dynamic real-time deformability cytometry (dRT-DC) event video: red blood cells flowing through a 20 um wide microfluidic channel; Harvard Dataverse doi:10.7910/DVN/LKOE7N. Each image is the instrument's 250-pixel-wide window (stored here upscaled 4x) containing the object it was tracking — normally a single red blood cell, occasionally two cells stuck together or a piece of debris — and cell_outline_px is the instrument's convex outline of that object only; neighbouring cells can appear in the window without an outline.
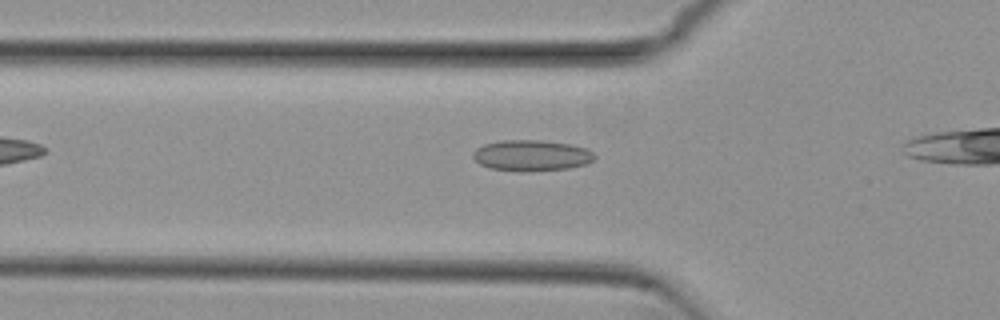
{"species": "common noctule bat (a hibernating species)", "species_latin": "Nyctalus noctula", "temperature_condition": "cold", "stored_images_in_passage": 28, "camera_frame_rate_fps": 3000, "um_per_image_px": 0.085, "animal": {"sex": "female", "body_mass_g": 29.2, "forearm_length_mm": 56.3}, "frame": {"image": 1, "passage_image": 2, "time_ms": 0.333, "image_size_px": [1000, 320], "cell_outline_px": [[596, 156], [592, 160], [584, 164], [568, 168], [528, 172], [520, 172], [488, 168], [480, 164], [472, 156], [472, 152], [476, 148], [484, 144], [500, 140], [544, 140], [572, 144], [588, 148]], "centroid_in_image_um": [45.16, 13.21], "position_along_channel_um": 80.6, "area_um2": 22.25}}
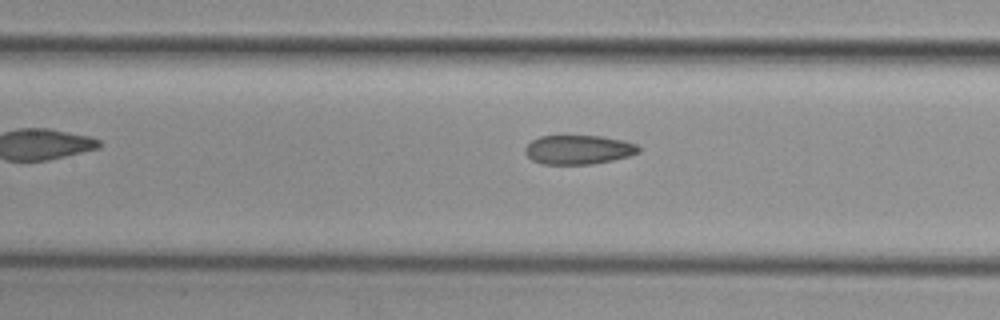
{"frame": {"image": 2, "passage_image": 8, "time_ms": 2.333, "image_size_px": [1000, 320], "cell_outline_px": [[640, 152], [628, 156], [612, 160], [592, 164], [540, 164], [532, 160], [524, 152], [524, 148], [532, 140], [540, 136], [600, 136], [624, 140], [636, 144], [640, 148]], "centroid_in_image_um": [49.16, 12.72], "position_along_channel_um": 158.2, "area_um2": 19.31}}
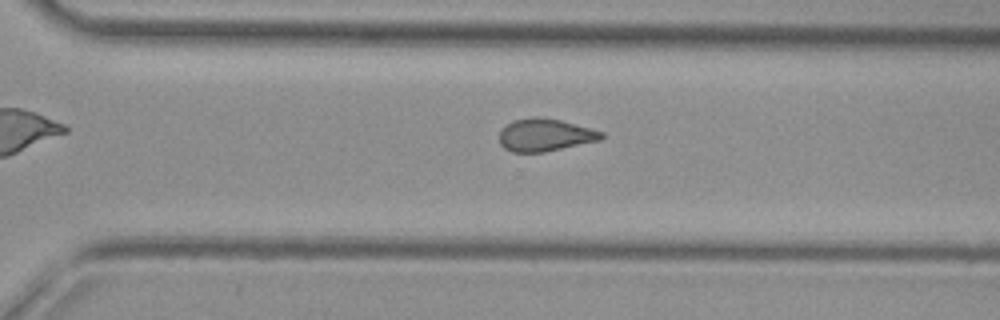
{"frame": {"image": 3, "passage_image": 21, "time_ms": 6.667, "image_size_px": [1000, 320], "cell_outline_px": [[604, 136], [600, 140], [544, 152], [512, 152], [504, 148], [500, 144], [500, 128], [512, 120], [532, 116], [536, 116], [560, 120], [604, 132]], "centroid_in_image_um": [46.29, 11.46], "position_along_channel_um": 324.3, "area_um2": 19.42}}